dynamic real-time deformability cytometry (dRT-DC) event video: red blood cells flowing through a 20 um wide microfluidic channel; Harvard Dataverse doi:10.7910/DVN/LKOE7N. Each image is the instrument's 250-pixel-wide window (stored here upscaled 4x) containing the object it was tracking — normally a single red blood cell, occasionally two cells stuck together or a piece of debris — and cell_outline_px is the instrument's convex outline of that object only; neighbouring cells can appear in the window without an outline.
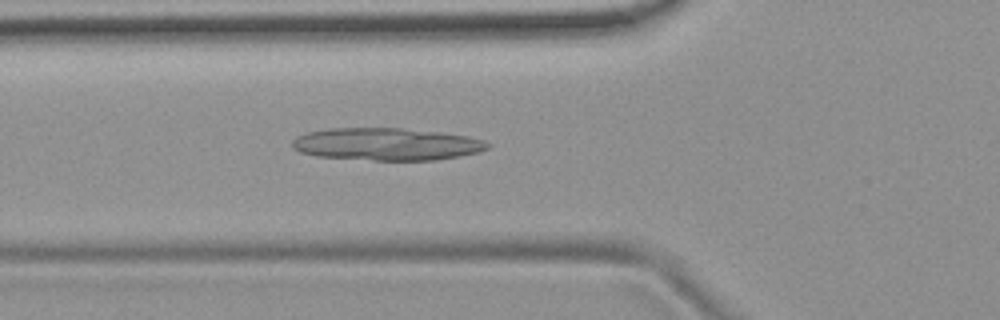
{"species": "common noctule bat (a hibernating species)", "species_latin": "Nyctalus noctula", "temperature_condition": "room temperature", "stored_images_in_passage": 50, "camera_frame_rate_fps": 3000, "um_per_image_px": 0.085, "animal": {"sex": "female", "body_mass_g": 19.9}, "frame": {"image": 1, "passage_image": 16, "time_ms": 5.0, "image_size_px": [1000, 320], "cell_outline_px": [[492, 144], [488, 148], [480, 152], [460, 156], [436, 160], [372, 160], [316, 156], [300, 152], [292, 148], [292, 140], [296, 136], [308, 132], [328, 128], [400, 128], [440, 132], [468, 136], [484, 140]], "centroid_in_image_um": [32.87, 12.25], "position_along_channel_um": 92.9, "area_um2": 37.11}}
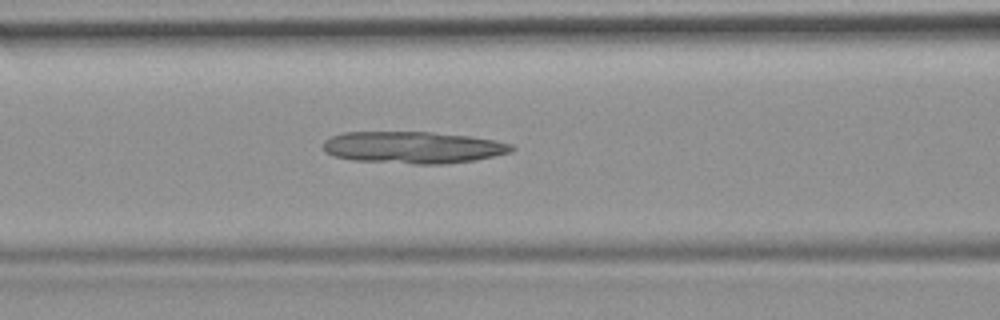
{"frame": {"image": 2, "passage_image": 19, "time_ms": 6.0, "image_size_px": [1000, 320], "cell_outline_px": [[516, 148], [512, 152], [476, 160], [444, 164], [412, 164], [352, 160], [332, 156], [324, 152], [324, 140], [332, 136], [344, 132], [432, 132], [472, 136], [496, 140], [512, 144]], "centroid_in_image_um": [35.14, 12.53], "position_along_channel_um": 131.5, "area_um2": 35.43}}
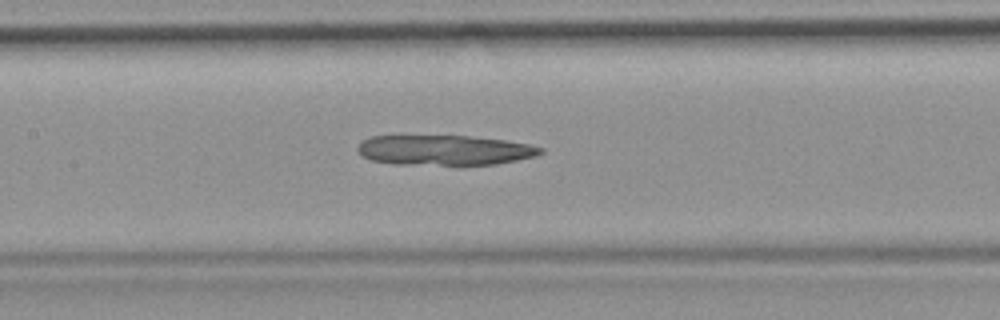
{"frame": {"image": 3, "passage_image": 22, "time_ms": 7.0, "image_size_px": [1000, 320], "cell_outline_px": [[544, 152], [536, 156], [496, 164], [460, 168], [456, 168], [392, 164], [372, 160], [364, 156], [356, 148], [364, 140], [372, 136], [468, 136], [504, 140], [528, 144], [544, 148]], "centroid_in_image_um": [37.82, 12.82], "position_along_channel_um": 169.6, "area_um2": 33.23}}